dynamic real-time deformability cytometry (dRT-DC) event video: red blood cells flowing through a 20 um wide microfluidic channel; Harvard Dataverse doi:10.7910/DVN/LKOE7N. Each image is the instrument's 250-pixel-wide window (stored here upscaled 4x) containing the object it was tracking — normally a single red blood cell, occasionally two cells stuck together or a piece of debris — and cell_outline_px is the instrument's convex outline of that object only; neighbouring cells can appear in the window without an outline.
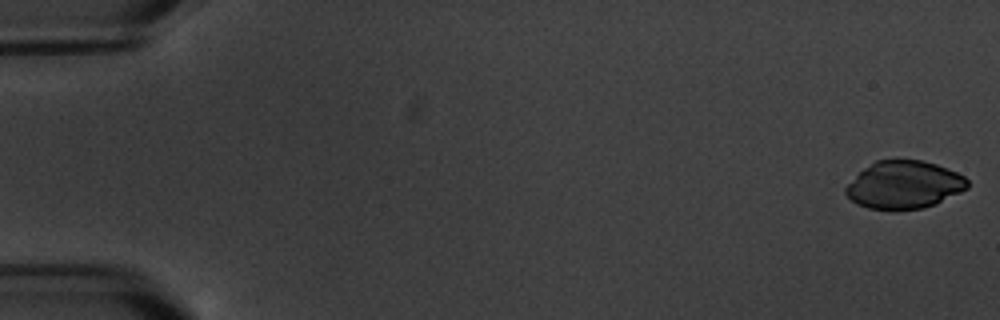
{"species": "common noctule bat (a hibernating species)", "species_latin": "Nyctalus noctula", "temperature_condition": "warm", "stored_images_in_passage": 6, "camera_frame_rate_fps": 3000, "um_per_image_px": 0.085, "animal": {"sex": "male", "body_mass_g": 20.1, "forearm_length_mm": 53.5}, "frame": {"image": 1, "passage_image": 1, "time_ms": 0.0, "image_size_px": [1000, 320], "cell_outline_px": [[968, 188], [936, 204], [924, 208], [896, 212], [892, 212], [868, 208], [856, 204], [844, 192], [844, 188], [864, 168], [876, 160], [920, 160], [936, 164], [956, 172], [964, 176], [968, 180]], "centroid_in_image_um": [76.84, 15.75], "position_along_channel_um": 8.2, "area_um2": 34.22}}